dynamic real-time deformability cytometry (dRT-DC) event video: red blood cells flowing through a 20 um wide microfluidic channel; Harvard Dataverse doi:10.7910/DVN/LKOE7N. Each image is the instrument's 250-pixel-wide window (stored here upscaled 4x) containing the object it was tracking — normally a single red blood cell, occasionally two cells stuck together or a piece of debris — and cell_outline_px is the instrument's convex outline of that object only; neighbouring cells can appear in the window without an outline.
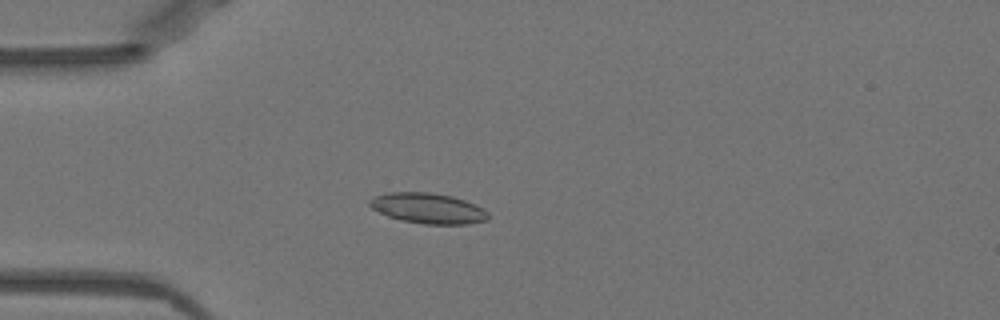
{"species": "Egyptian fruit bat (a non-hibernating species)", "species_latin": "Rousettus aegyptiacus", "temperature_condition": "warm", "stored_images_in_passage": 52, "camera_frame_rate_fps": 3000, "um_per_image_px": 0.085, "animal": {"sex": "female"}, "frame": {"image": 1, "passage_image": 15, "time_ms": 4.667, "image_size_px": [1000, 320], "cell_outline_px": [[488, 220], [468, 224], [424, 224], [400, 220], [388, 216], [372, 208], [368, 204], [368, 200], [376, 196], [388, 192], [428, 192], [452, 196], [476, 204], [484, 208], [488, 212]], "centroid_in_image_um": [36.4, 17.7], "position_along_channel_um": 48.6, "area_um2": 21.1}}
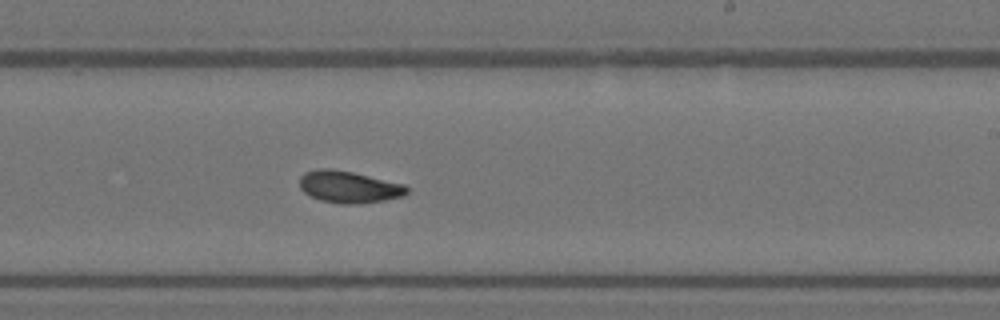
{"frame": {"image": 2, "passage_image": 32, "time_ms": 10.333, "image_size_px": [1000, 320], "cell_outline_px": [[408, 192], [404, 196], [384, 200], [360, 204], [344, 204], [320, 200], [308, 196], [300, 188], [300, 176], [304, 172], [316, 168], [332, 168], [352, 172], [404, 184], [408, 188]], "centroid_in_image_um": [29.62, 15.88], "position_along_channel_um": 259.4, "area_um2": 20.11}}
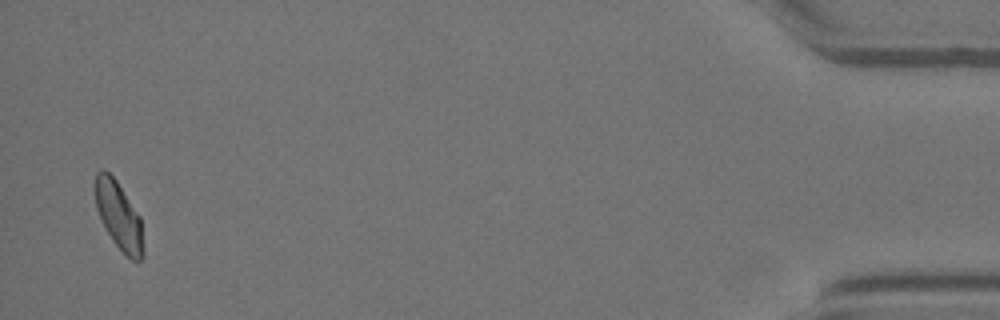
{"frame": {"image": 3, "passage_image": 51, "time_ms": 16.667, "image_size_px": [1000, 320], "cell_outline_px": [[144, 256], [140, 260], [132, 260], [116, 244], [108, 232], [96, 208], [96, 172], [100, 168], [104, 168], [116, 180], [140, 216], [144, 252]], "centroid_in_image_um": [10.12, 18.31], "position_along_channel_um": 425.1, "area_um2": 18.5}, "authors_computed_cell_mechanics": {"area_um2": 19.7387, "velocity_mm_per_s": 3.9548, "shape_relaxation_time_tau1_ms": 6.5979, "shape_relaxation_time_tau2_ms": 2.2013, "deformation_change_tau1": 0.1919, "deformation_change_tau2": 0.0803}}